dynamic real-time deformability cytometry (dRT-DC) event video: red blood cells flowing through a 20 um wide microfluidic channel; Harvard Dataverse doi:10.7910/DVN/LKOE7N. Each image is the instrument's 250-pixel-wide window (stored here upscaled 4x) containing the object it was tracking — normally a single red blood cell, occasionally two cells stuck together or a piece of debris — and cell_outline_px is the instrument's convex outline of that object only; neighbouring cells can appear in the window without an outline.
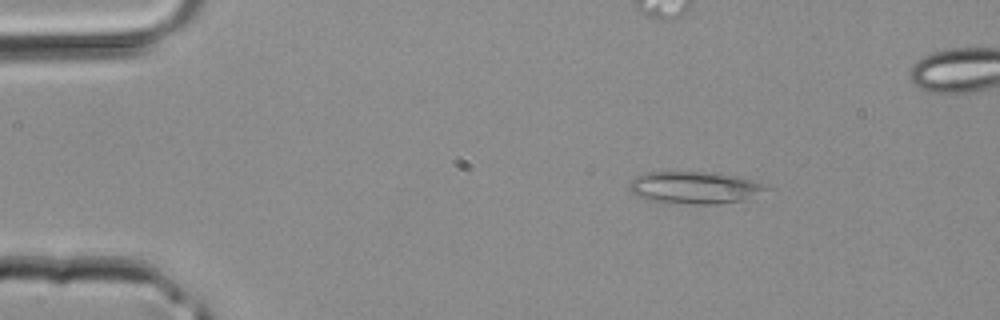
{"species": "common noctule bat (a hibernating species)", "species_latin": "Nyctalus noctula", "temperature_condition": "room temperature", "stored_images_in_passage": 43, "segment_of_instrument_passage": [1, 2], "camera_frame_rate_fps": 3000, "um_per_image_px": 0.085, "animal": {"sex": "male", "body_mass_g": 20.4}, "frame": {"image": 1, "passage_image": 7, "time_ms": 2.0, "image_size_px": [1000, 320], "cell_outline_px": [[776, 188], [748, 200], [716, 204], [664, 204], [648, 200], [636, 196], [628, 188], [628, 184], [632, 176], [644, 172], [712, 172], [740, 176], [756, 180], [768, 184]], "centroid_in_image_um": [59.12, 15.96], "position_along_channel_um": 25.9, "area_um2": 27.11}}
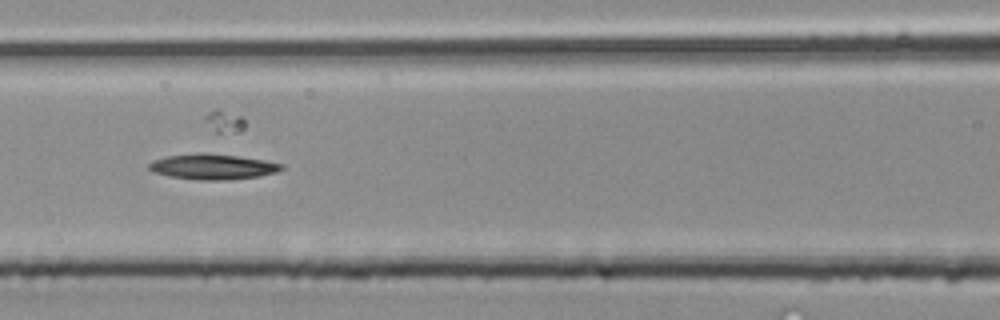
{"frame": {"image": 2, "passage_image": 19, "time_ms": 6.0, "image_size_px": [1000, 320], "cell_outline_px": [[284, 168], [276, 172], [260, 176], [228, 180], [200, 180], [168, 176], [152, 172], [148, 168], [148, 164], [152, 160], [168, 156], [196, 152], [204, 152], [240, 156], [264, 160], [284, 164]], "centroid_in_image_um": [18.07, 14.16], "position_along_channel_um": 148.5, "area_um2": 19.94}}
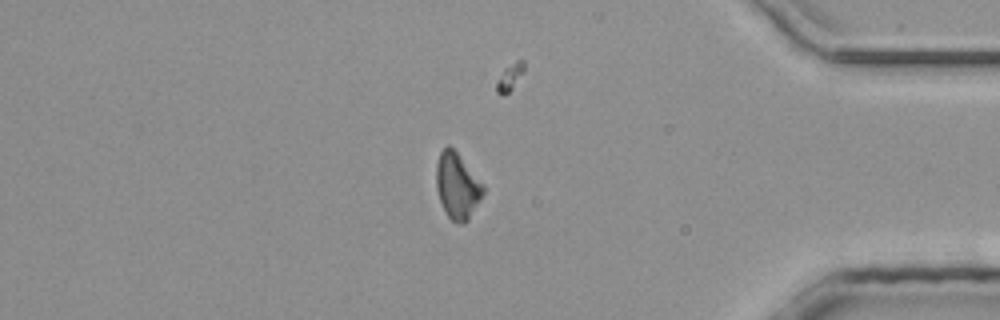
{"frame": {"image": 3, "passage_image": 36, "time_ms": 11.667, "image_size_px": [1000, 320], "cell_outline_px": [[484, 192], [480, 200], [468, 220], [464, 224], [460, 224], [452, 220], [448, 216], [440, 200], [436, 188], [436, 164], [440, 152], [448, 144], [456, 152], [484, 184]], "centroid_in_image_um": [38.87, 15.8], "position_along_channel_um": 396.3, "area_um2": 17.86}}